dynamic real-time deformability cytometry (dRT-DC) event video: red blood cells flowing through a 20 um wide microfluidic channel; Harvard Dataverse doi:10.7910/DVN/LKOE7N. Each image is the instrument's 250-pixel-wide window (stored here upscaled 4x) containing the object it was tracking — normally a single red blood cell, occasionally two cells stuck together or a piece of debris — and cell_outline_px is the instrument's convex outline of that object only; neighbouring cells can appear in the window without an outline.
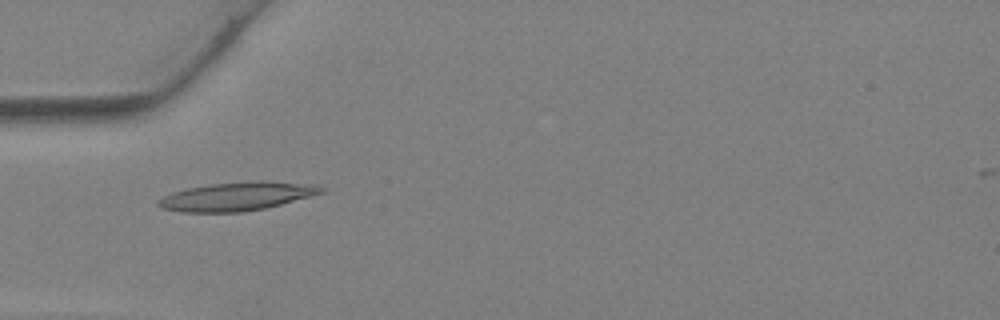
{"species": "Egyptian fruit bat (a non-hibernating species)", "species_latin": "Rousettus aegyptiacus", "temperature_condition": "warm", "stored_images_in_passage": 4, "camera_frame_rate_fps": 3000, "um_per_image_px": 0.085, "animal": {"sex": "female"}, "frame": {"image": 1, "passage_image": 1, "time_ms": 0.0, "image_size_px": [1000, 320], "cell_outline_px": [[328, 192], [264, 208], [244, 212], [180, 212], [160, 208], [156, 204], [156, 200], [172, 192], [188, 188], [212, 184], [260, 180], [316, 184], [324, 188]], "centroid_in_image_um": [20.16, 16.69], "position_along_channel_um": 64.8, "area_um2": 27.28}}